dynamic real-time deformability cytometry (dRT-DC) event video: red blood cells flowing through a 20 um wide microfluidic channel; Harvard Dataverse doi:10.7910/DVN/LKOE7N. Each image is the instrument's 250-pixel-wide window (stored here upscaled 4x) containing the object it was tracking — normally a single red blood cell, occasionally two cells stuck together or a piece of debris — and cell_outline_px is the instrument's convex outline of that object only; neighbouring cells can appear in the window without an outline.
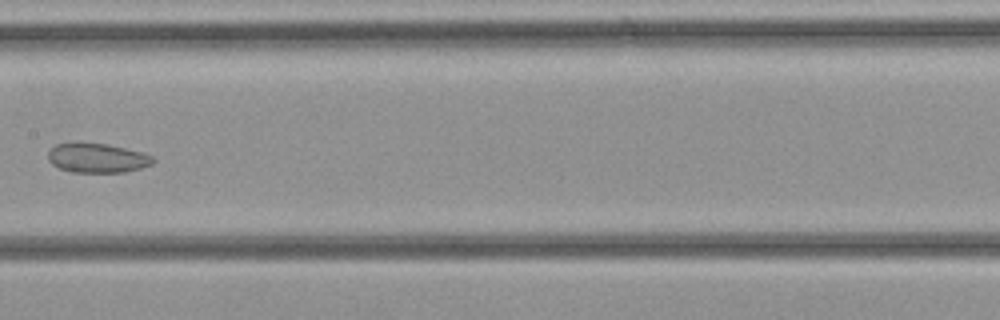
{"species": "common noctule bat (a hibernating species)", "species_latin": "Nyctalus noctula", "temperature_condition": "cold", "stored_images_in_passage": 31, "camera_frame_rate_fps": 3000, "um_per_image_px": 0.085, "animal": {"sex": "female", "body_mass_g": 21.9}, "frame": {"image": 1, "passage_image": 18, "time_ms": 5.667, "image_size_px": [1000, 320], "cell_outline_px": [[156, 160], [152, 164], [140, 168], [124, 172], [72, 172], [60, 168], [52, 164], [48, 160], [48, 152], [56, 144], [72, 140], [80, 140], [108, 144], [140, 152], [152, 156]], "centroid_in_image_um": [8.21, 13.39], "position_along_channel_um": 199.2, "area_um2": 18.44}}
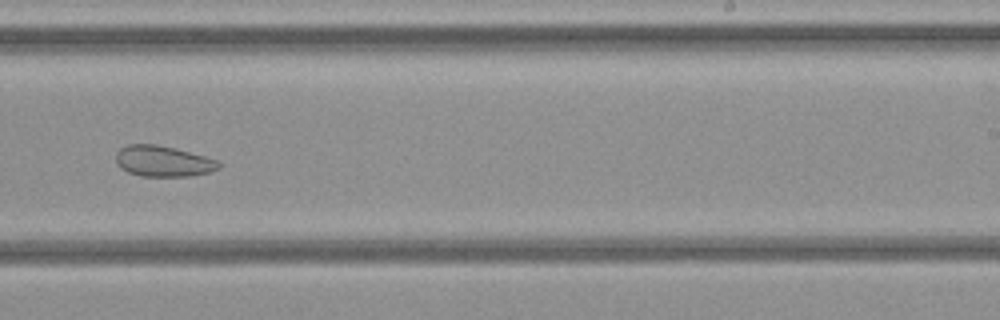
{"frame": {"image": 2, "passage_image": 22, "time_ms": 7.0, "image_size_px": [1000, 320], "cell_outline_px": [[220, 168], [212, 172], [188, 176], [140, 176], [128, 172], [120, 168], [116, 164], [116, 152], [120, 148], [128, 144], [156, 144], [176, 148], [220, 160]], "centroid_in_image_um": [13.88, 13.7], "position_along_channel_um": 275.1, "area_um2": 18.79}}